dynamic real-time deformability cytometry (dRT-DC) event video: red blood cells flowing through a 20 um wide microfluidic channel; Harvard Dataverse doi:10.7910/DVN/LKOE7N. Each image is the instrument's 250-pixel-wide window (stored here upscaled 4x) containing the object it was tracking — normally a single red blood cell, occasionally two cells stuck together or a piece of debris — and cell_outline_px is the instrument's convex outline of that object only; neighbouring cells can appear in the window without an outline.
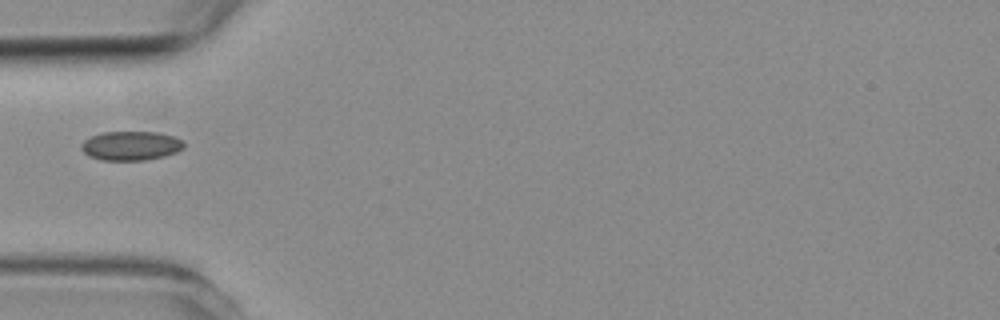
{"species": "common noctule bat (a hibernating species)", "species_latin": "Nyctalus noctula", "temperature_condition": "room temperature", "stored_images_in_passage": 1, "camera_frame_rate_fps": 3000, "um_per_image_px": 0.085, "animal": {"sex": "female", "body_mass_g": 19.3, "forearm_length_mm": 54.1}, "frame": {"image": 1, "passage_image": 1, "time_ms": 0.0, "image_size_px": [1000, 320], "cell_outline_px": [[184, 148], [176, 152], [164, 156], [144, 160], [100, 160], [88, 156], [80, 148], [80, 144], [84, 140], [92, 136], [104, 132], [160, 132], [184, 140]], "centroid_in_image_um": [11.12, 12.39], "position_along_channel_um": 73.9, "area_um2": 17.51}}